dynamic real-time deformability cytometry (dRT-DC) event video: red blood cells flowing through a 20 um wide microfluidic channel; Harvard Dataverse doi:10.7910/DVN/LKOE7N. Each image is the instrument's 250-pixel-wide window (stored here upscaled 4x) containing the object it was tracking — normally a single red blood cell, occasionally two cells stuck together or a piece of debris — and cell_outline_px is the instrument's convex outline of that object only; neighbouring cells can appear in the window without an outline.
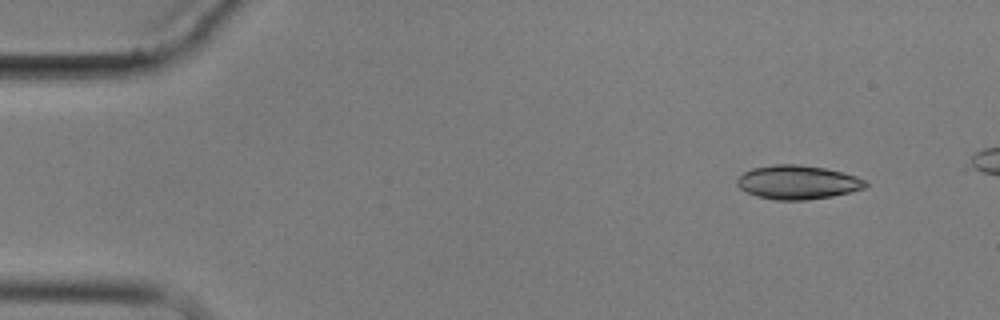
{"species": "common noctule bat (a hibernating species)", "species_latin": "Nyctalus noctula", "temperature_condition": "cold", "stored_images_in_passage": 14, "camera_frame_rate_fps": 3000, "um_per_image_px": 0.085, "animal": {"sex": "male", "body_mass_g": 17.9}, "frame": {"image": 1, "passage_image": 1, "time_ms": 0.0, "image_size_px": [1000, 320], "cell_outline_px": [[868, 184], [864, 188], [852, 192], [832, 196], [804, 200], [776, 200], [756, 196], [740, 188], [736, 184], [736, 180], [744, 172], [752, 168], [772, 164], [800, 164], [824, 168], [844, 172], [856, 176], [864, 180]], "centroid_in_image_um": [67.8, 15.48], "position_along_channel_um": 17.2, "area_um2": 25.43}}
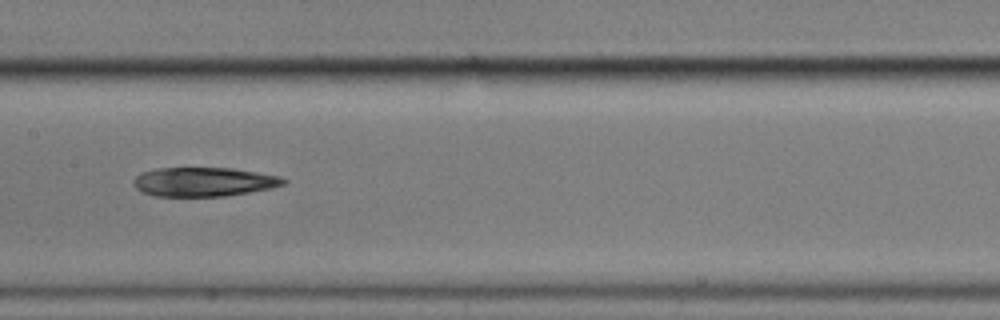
{"frame": {"image": 2, "passage_image": 7, "time_ms": 7.667, "image_size_px": [1000, 320], "cell_outline_px": [[288, 180], [284, 184], [272, 188], [224, 196], [156, 196], [144, 192], [136, 188], [132, 184], [132, 180], [140, 172], [156, 168], [232, 168], [280, 176]], "centroid_in_image_um": [17.3, 15.45], "position_along_channel_um": 190.1, "area_um2": 25.43}}
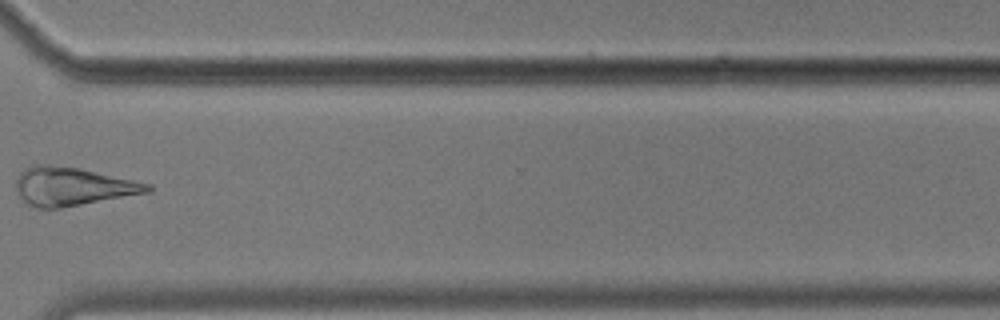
{"frame": {"image": 3, "passage_image": 11, "time_ms": 12.667, "image_size_px": [1000, 320], "cell_outline_px": [[152, 192], [60, 208], [36, 208], [28, 204], [16, 192], [16, 176], [24, 168], [36, 164], [48, 164], [80, 168], [152, 184]], "centroid_in_image_um": [6.16, 15.84], "position_along_channel_um": 364.4, "area_um2": 29.59}, "authors_computed_cell_mechanics": {"area_um2": 25.9811, "velocity_mm_per_s": 3.4802, "shape_relaxation_time_tau1_ms": 11.0442, "shape_relaxation_time_tau2_ms": null, "deformation_change_tau1": 0.248, "deformation_change_tau2": null}}